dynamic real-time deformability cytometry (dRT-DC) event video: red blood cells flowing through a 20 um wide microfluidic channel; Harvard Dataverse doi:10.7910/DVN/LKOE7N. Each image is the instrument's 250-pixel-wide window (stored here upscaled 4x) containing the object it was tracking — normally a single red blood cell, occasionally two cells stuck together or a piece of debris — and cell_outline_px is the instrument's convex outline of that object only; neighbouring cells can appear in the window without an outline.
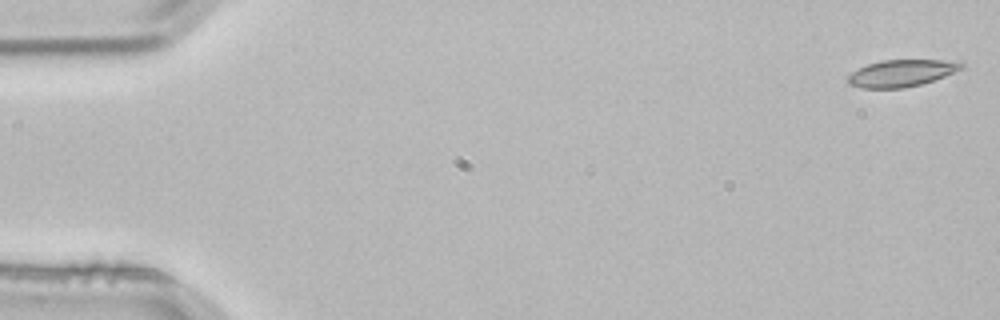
{"species": "common noctule bat (a hibernating species)", "species_latin": "Nyctalus noctula", "temperature_condition": "room temperature", "stored_images_in_passage": 4, "camera_frame_rate_fps": 3000, "um_per_image_px": 0.085, "animal": {"sex": "male", "body_mass_g": 21.5, "forearm_length_mm": 52.0}, "frame": {"image": 1, "passage_image": 1, "time_ms": 0.0, "image_size_px": [1000, 320], "cell_outline_px": [[964, 68], [944, 76], [920, 84], [904, 88], [860, 88], [848, 84], [848, 76], [852, 72], [868, 64], [880, 60], [960, 60], [964, 64]], "centroid_in_image_um": [76.65, 6.21], "position_along_channel_um": 8.3, "area_um2": 17.8}}